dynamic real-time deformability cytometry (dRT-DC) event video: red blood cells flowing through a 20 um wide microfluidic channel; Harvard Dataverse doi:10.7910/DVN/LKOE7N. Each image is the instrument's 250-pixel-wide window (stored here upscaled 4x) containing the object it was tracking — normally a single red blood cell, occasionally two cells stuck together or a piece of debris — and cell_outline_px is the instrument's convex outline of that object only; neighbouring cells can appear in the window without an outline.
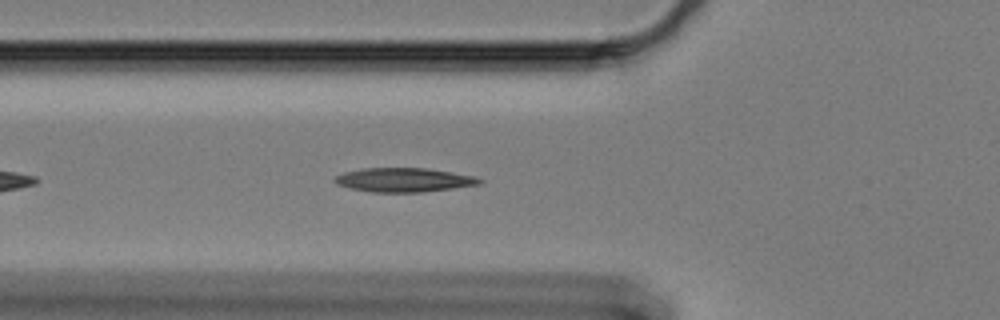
{"species": "Egyptian fruit bat (a non-hibernating species)", "species_latin": "Rousettus aegyptiacus", "temperature_condition": "cold", "stored_images_in_passage": 44, "camera_frame_rate_fps": 3000, "um_per_image_px": 0.085, "animal": {"sex": "female"}, "frame": {"image": 1, "passage_image": 4, "time_ms": 1.0, "image_size_px": [1000, 320], "cell_outline_px": [[484, 180], [480, 184], [452, 188], [420, 192], [368, 192], [348, 188], [336, 184], [332, 180], [336, 176], [344, 172], [364, 168], [424, 168], [472, 176]], "centroid_in_image_um": [34.24, 15.3], "position_along_channel_um": 91.6, "area_um2": 20.11}}
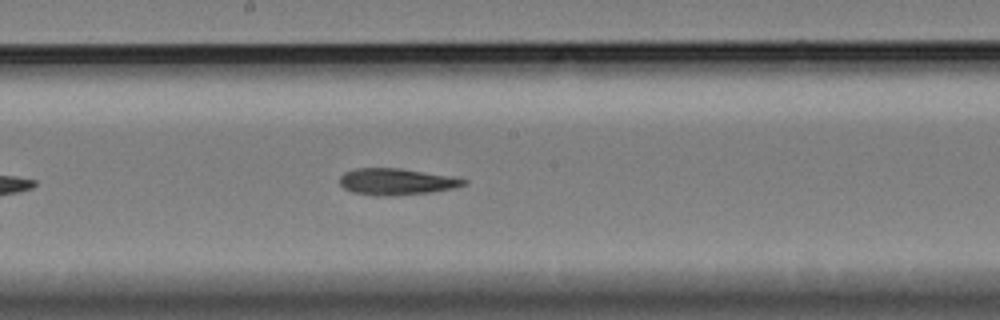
{"frame": {"image": 2, "passage_image": 15, "time_ms": 4.667, "image_size_px": [1000, 320], "cell_outline_px": [[468, 184], [452, 188], [432, 192], [396, 196], [372, 196], [352, 192], [344, 188], [340, 184], [340, 176], [344, 172], [356, 168], [400, 168], [468, 180]], "centroid_in_image_um": [33.64, 15.46], "position_along_channel_um": 214.6, "area_um2": 19.13}}
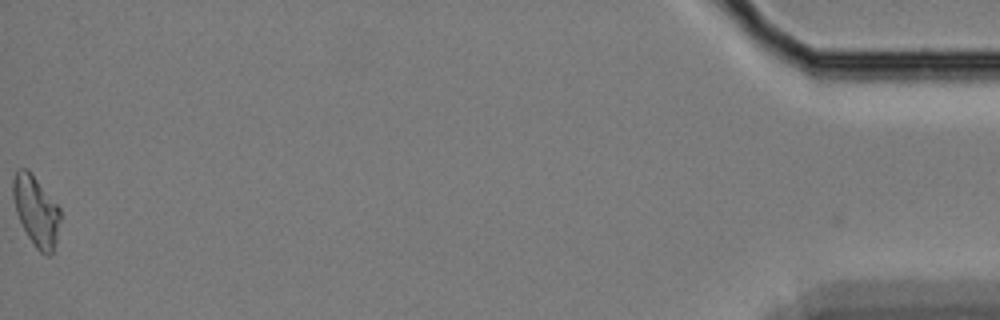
{"frame": {"image": 3, "passage_image": 43, "time_ms": 14.0, "image_size_px": [1000, 320], "cell_outline_px": [[60, 220], [56, 240], [52, 252], [48, 256], [44, 256], [36, 248], [28, 236], [16, 212], [12, 196], [12, 180], [16, 172], [20, 168], [28, 168], [60, 208]], "centroid_in_image_um": [3.06, 17.91], "position_along_channel_um": 432.1, "area_um2": 19.19}, "authors_computed_cell_mechanics": {"area_um2": 19.1607, "velocity_mm_per_s": 3.3344, "shape_relaxation_time_tau1_ms": null, "shape_relaxation_time_tau2_ms": 9.0257, "deformation_change_tau1": null, "deformation_change_tau2": 0.1823}}